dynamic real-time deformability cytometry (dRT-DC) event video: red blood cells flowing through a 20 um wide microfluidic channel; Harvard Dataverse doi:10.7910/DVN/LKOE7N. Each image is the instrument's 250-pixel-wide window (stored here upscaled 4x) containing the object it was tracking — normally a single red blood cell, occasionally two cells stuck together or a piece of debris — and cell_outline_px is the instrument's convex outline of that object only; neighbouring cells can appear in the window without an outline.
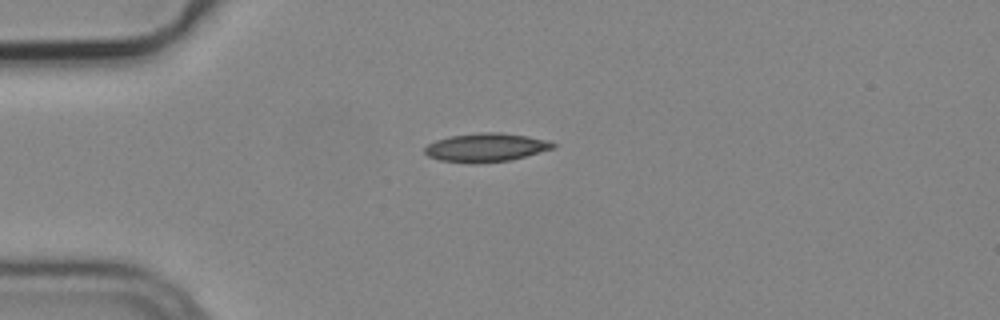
{"species": "common noctule bat (a hibernating species)", "species_latin": "Nyctalus noctula", "temperature_condition": "cold", "stored_images_in_passage": 5, "camera_frame_rate_fps": 3000, "um_per_image_px": 0.085, "animal": {"sex": "male", "body_mass_g": 19.2, "forearm_length_mm": 51.8}, "frame": {"image": 1, "passage_image": 1, "time_ms": 0.0, "image_size_px": [1000, 320], "cell_outline_px": [[556, 148], [508, 160], [440, 160], [428, 156], [424, 152], [424, 148], [428, 144], [436, 140], [452, 136], [480, 132], [500, 132], [528, 136], [544, 140], [556, 144]], "centroid_in_image_um": [41.33, 12.48], "position_along_channel_um": 43.7, "area_um2": 20.23}}
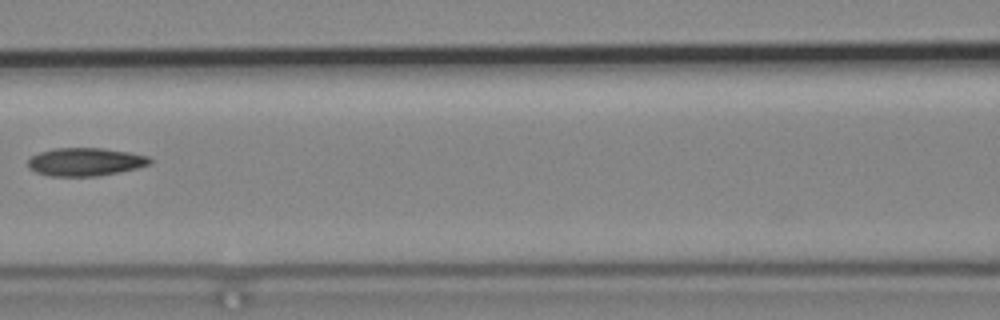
{"frame": {"image": 2, "passage_image": 4, "time_ms": 1.0, "image_size_px": [1000, 320], "cell_outline_px": [[152, 164], [136, 168], [100, 176], [48, 176], [36, 172], [28, 168], [28, 160], [32, 156], [40, 152], [52, 148], [104, 148], [128, 152], [148, 156], [152, 160]], "centroid_in_image_um": [7.24, 13.76], "position_along_channel_um": 159.4, "area_um2": 20.06}}
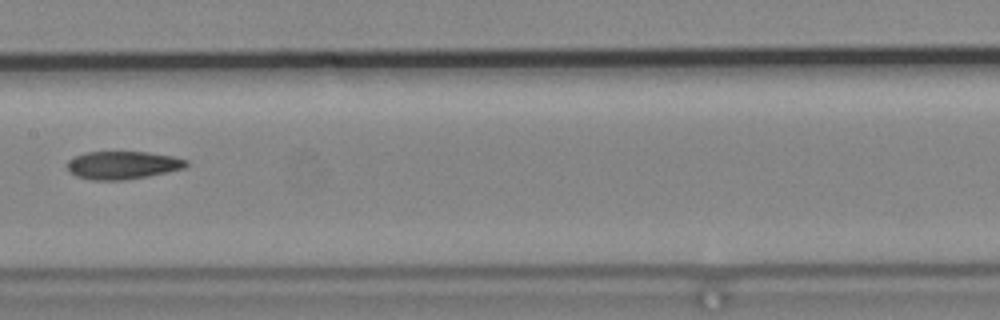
{"frame": {"image": 3, "passage_image": 5, "time_ms": 1.333, "image_size_px": [1000, 320], "cell_outline_px": [[188, 164], [184, 168], [168, 172], [148, 176], [124, 180], [92, 180], [76, 176], [68, 172], [64, 164], [72, 156], [84, 152], [148, 152], [172, 156], [188, 160]], "centroid_in_image_um": [10.36, 14.03], "position_along_channel_um": 197.0, "area_um2": 19.71}}